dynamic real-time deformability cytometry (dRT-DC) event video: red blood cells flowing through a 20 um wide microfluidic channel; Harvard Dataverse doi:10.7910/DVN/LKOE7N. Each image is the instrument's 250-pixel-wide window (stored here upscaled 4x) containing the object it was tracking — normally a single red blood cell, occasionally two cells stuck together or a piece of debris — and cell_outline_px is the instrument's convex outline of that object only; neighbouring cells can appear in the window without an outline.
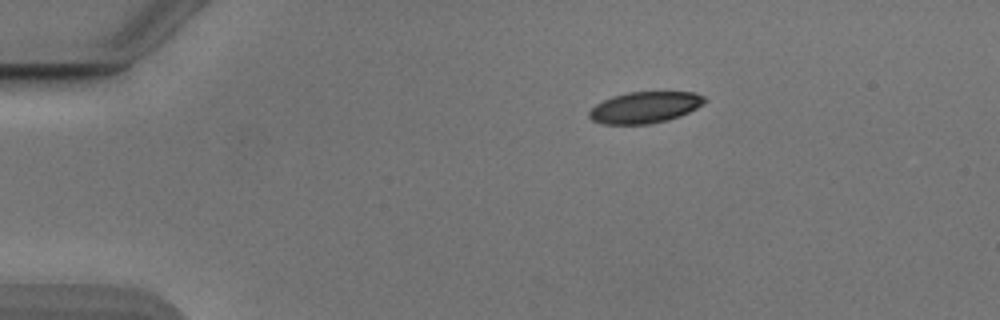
{"species": "Egyptian fruit bat (a non-hibernating species)", "species_latin": "Rousettus aegyptiacus", "temperature_condition": "cold", "stored_images_in_passage": 44, "camera_frame_rate_fps": 3000, "um_per_image_px": 0.085, "animal": {"sex": "male"}, "frame": {"image": 1, "passage_image": 1, "time_ms": 0.0, "image_size_px": [1000, 320], "cell_outline_px": [[708, 100], [704, 104], [680, 116], [668, 120], [648, 124], [604, 124], [592, 120], [588, 116], [588, 112], [596, 104], [612, 96], [628, 92], [696, 92], [704, 96]], "centroid_in_image_um": [54.83, 9.12], "position_along_channel_um": 30.2, "area_um2": 21.15}}
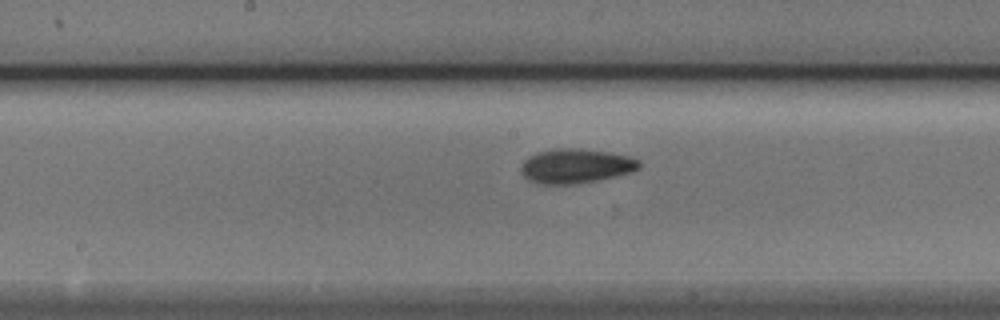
{"frame": {"image": 2, "passage_image": 19, "time_ms": 6.0, "image_size_px": [1000, 320], "cell_outline_px": [[640, 168], [632, 172], [596, 180], [572, 184], [540, 184], [528, 180], [520, 172], [520, 168], [524, 160], [528, 156], [536, 152], [556, 148], [580, 148], [608, 152], [632, 156], [640, 160]], "centroid_in_image_um": [48.93, 14.09], "position_along_channel_um": 199.3, "area_um2": 23.93}}
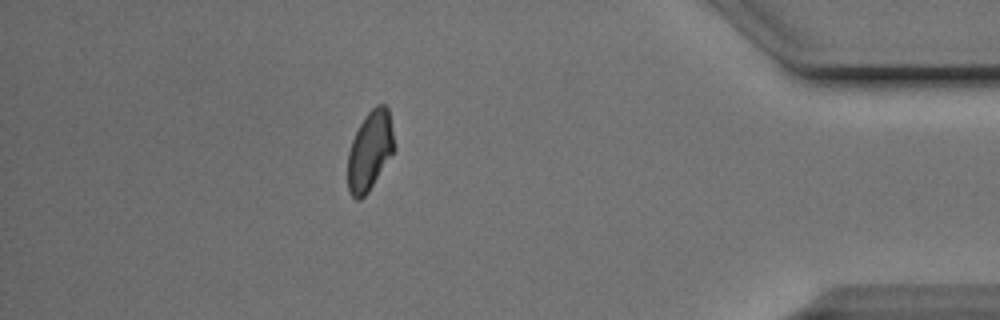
{"frame": {"image": 3, "passage_image": 38, "time_ms": 12.333, "image_size_px": [1000, 320], "cell_outline_px": [[396, 148], [368, 192], [360, 200], [356, 200], [348, 192], [348, 152], [352, 140], [360, 124], [368, 112], [376, 104], [384, 104], [388, 108]], "centroid_in_image_um": [31.44, 12.82], "position_along_channel_um": 403.8, "area_um2": 21.44}, "authors_computed_cell_mechanics": {"area_um2": 22.4553, "velocity_mm_per_s": 3.8779, "shape_relaxation_time_tau1_ms": 2.9482, "shape_relaxation_time_tau2_ms": 2.5543, "deformation_change_tau1": 0.1172, "deformation_change_tau2": 0.0769}}